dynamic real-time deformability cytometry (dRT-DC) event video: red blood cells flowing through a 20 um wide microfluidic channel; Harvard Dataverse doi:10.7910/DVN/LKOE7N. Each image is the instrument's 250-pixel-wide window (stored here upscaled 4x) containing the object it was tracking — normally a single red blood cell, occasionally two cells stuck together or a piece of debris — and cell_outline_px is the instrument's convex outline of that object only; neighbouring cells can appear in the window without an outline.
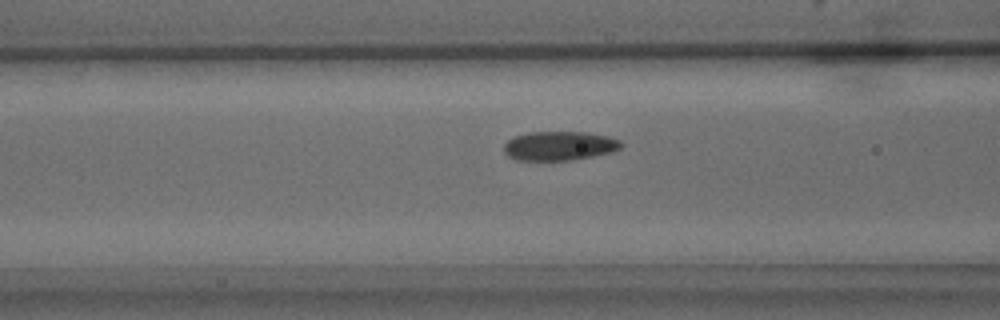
{"species": "common noctule bat (a hibernating species)", "species_latin": "Nyctalus noctula", "temperature_condition": "warm", "stored_images_in_passage": 34, "camera_frame_rate_fps": 3000, "um_per_image_px": 0.085, "animal": {"sex": "male", "body_mass_g": 15.6}, "frame": {"image": 1, "passage_image": 11, "time_ms": 3.333, "image_size_px": [1000, 320], "cell_outline_px": [[624, 144], [620, 148], [612, 152], [572, 160], [516, 160], [508, 156], [504, 152], [504, 144], [512, 136], [528, 132], [588, 132], [608, 136], [620, 140]], "centroid_in_image_um": [47.54, 12.39], "position_along_channel_um": 119.1, "area_um2": 20.06}}
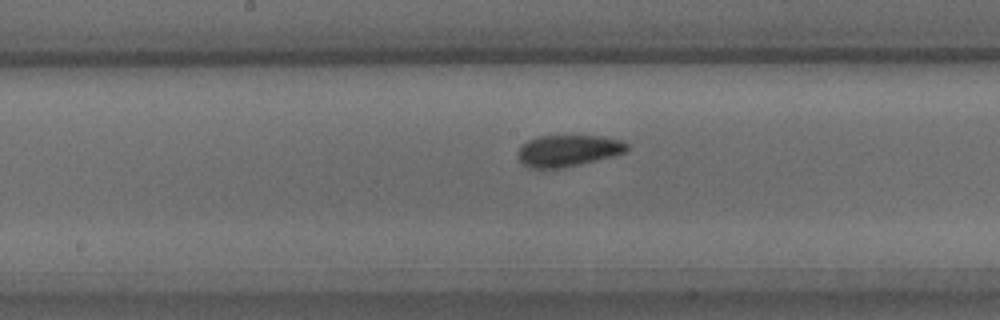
{"frame": {"image": 2, "passage_image": 16, "time_ms": 5.0, "image_size_px": [1000, 320], "cell_outline_px": [[628, 148], [624, 152], [612, 156], [596, 160], [560, 168], [528, 168], [516, 156], [516, 152], [528, 140], [540, 136], [604, 136], [620, 140], [628, 144]], "centroid_in_image_um": [48.26, 12.8], "position_along_channel_um": 199.9, "area_um2": 19.83}}
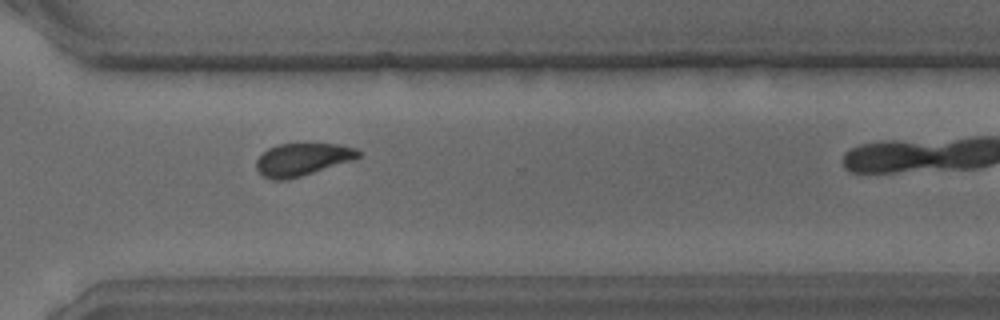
{"frame": {"image": 3, "passage_image": 25, "time_ms": 8.0, "image_size_px": [1000, 320], "cell_outline_px": [[360, 156], [352, 160], [300, 176], [284, 180], [272, 180], [264, 176], [256, 168], [256, 160], [268, 148], [276, 144], [336, 144], [356, 148], [360, 152]], "centroid_in_image_um": [25.67, 13.54], "position_along_channel_um": 344.9, "area_um2": 19.02}}